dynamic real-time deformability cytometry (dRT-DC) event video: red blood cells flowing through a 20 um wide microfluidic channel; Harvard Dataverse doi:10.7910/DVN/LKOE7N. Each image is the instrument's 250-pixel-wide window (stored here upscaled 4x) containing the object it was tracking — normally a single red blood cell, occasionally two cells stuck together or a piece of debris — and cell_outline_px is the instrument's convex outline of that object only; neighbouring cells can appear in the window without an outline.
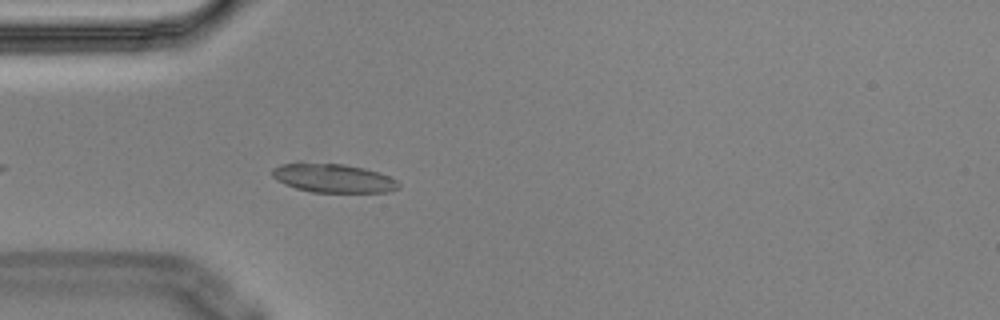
{"species": "Egyptian fruit bat (a non-hibernating species)", "species_latin": "Rousettus aegyptiacus", "temperature_condition": "cold", "stored_images_in_passage": 2, "camera_frame_rate_fps": 3000, "um_per_image_px": 0.085, "animal": {"sex": "male"}, "frame": {"image": 1, "passage_image": 2, "time_ms": 0.333, "image_size_px": [1000, 320], "cell_outline_px": [[400, 188], [388, 192], [312, 192], [296, 188], [284, 184], [276, 180], [272, 176], [272, 168], [280, 164], [296, 160], [300, 160], [344, 164], [364, 168], [388, 176], [396, 180], [400, 184]], "centroid_in_image_um": [28.23, 15.1], "position_along_channel_um": 56.8, "area_um2": 21.85}}